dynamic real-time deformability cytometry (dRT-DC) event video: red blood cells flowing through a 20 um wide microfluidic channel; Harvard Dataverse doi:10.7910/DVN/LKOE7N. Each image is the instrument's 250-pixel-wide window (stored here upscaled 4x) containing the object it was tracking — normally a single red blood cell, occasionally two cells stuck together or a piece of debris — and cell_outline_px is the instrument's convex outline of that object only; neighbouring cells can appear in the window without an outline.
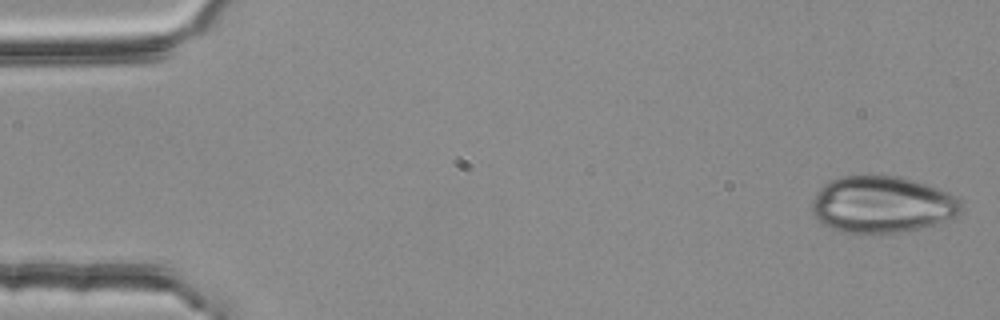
{"species": "common noctule bat (a hibernating species)", "species_latin": "Nyctalus noctula", "temperature_condition": "room temperature", "stored_images_in_passage": 4, "camera_frame_rate_fps": 3000, "um_per_image_px": 0.085, "animal": {"sex": "female", "body_mass_g": 25.1}, "frame": {"image": 1, "passage_image": 1, "time_ms": 0.0, "image_size_px": [1000, 320], "cell_outline_px": [[964, 212], [956, 216], [932, 224], [900, 232], [840, 232], [816, 220], [812, 212], [812, 200], [820, 188], [824, 184], [832, 180], [844, 176], [900, 176], [948, 192], [956, 196], [960, 200], [964, 208]], "centroid_in_image_um": [74.97, 17.38], "position_along_channel_um": 10.0, "area_um2": 48.84}}